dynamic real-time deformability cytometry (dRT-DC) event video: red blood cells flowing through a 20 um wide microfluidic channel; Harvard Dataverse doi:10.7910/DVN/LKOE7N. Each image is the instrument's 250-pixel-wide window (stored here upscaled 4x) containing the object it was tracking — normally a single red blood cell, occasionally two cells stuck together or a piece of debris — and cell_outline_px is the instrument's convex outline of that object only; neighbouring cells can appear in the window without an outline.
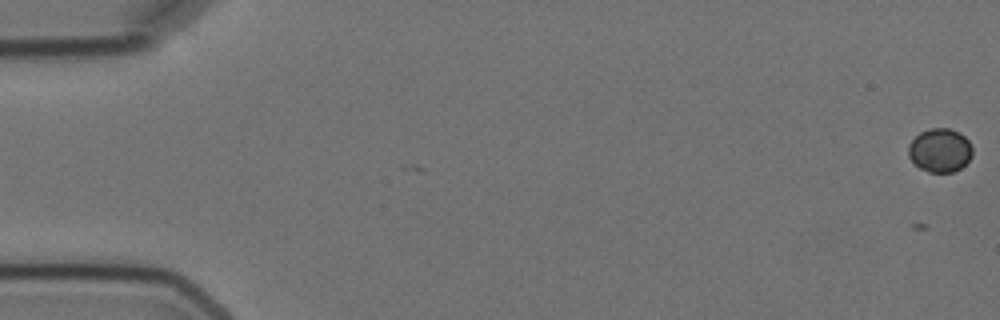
{"species": "Egyptian fruit bat (a non-hibernating species)", "species_latin": "Rousettus aegyptiacus", "temperature_condition": "cold", "stored_images_in_passage": 8, "camera_frame_rate_fps": 3000, "um_per_image_px": 0.085, "animal": {"sex": "female"}, "frame": {"image": 1, "passage_image": 1, "time_ms": 0.0, "image_size_px": [1000, 320], "cell_outline_px": [[972, 156], [960, 168], [952, 172], [928, 172], [920, 168], [908, 156], [908, 144], [920, 132], [928, 128], [948, 128], [960, 132], [968, 140], [972, 148]], "centroid_in_image_um": [79.89, 12.76], "position_along_channel_um": 5.1, "area_um2": 16.3}}
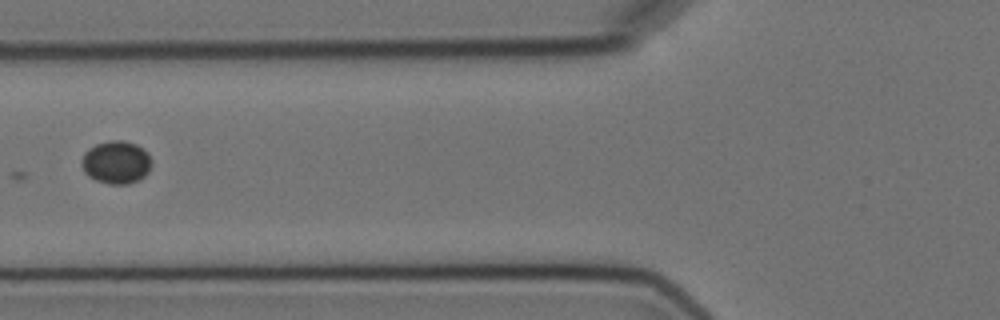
{"frame": {"image": 2, "passage_image": 7, "time_ms": 7.333, "image_size_px": [1000, 320], "cell_outline_px": [[152, 164], [148, 172], [140, 180], [128, 184], [108, 184], [96, 180], [88, 176], [84, 172], [80, 164], [84, 152], [88, 148], [96, 144], [112, 140], [124, 140], [136, 144], [144, 148], [148, 152], [152, 160]], "centroid_in_image_um": [9.89, 13.79], "position_along_channel_um": 115.9, "area_um2": 17.86}}